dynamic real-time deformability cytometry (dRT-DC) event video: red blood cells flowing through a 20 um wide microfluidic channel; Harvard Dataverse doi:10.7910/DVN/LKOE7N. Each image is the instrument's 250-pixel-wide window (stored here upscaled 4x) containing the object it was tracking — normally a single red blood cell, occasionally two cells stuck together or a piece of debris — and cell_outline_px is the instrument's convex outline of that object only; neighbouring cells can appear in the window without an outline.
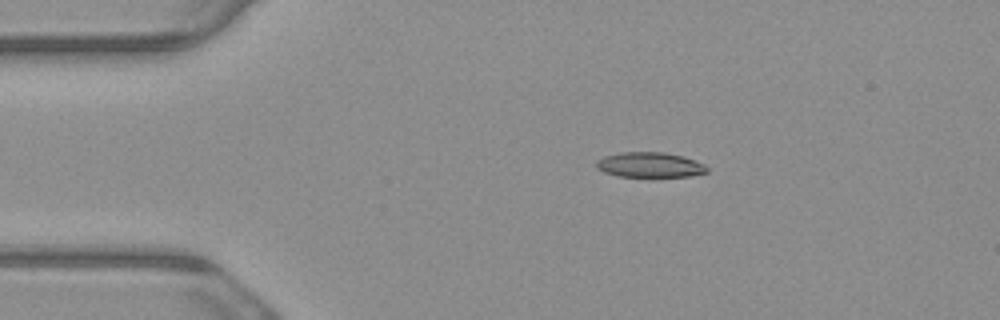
{"species": "common noctule bat (a hibernating species)", "species_latin": "Nyctalus noctula", "temperature_condition": "warm", "stored_images_in_passage": 5, "camera_frame_rate_fps": 3000, "um_per_image_px": 0.085, "animal": {"sex": "male", "body_mass_g": 23.1, "forearm_length_mm": 52.7}, "frame": {"image": 1, "passage_image": 3, "time_ms": 0.667, "image_size_px": [1000, 320], "cell_outline_px": [[708, 172], [692, 176], [616, 176], [604, 172], [596, 168], [596, 160], [604, 156], [620, 152], [664, 152], [684, 156], [704, 164], [708, 168]], "centroid_in_image_um": [55.22, 14.0], "position_along_channel_um": 29.8, "area_um2": 16.24}}
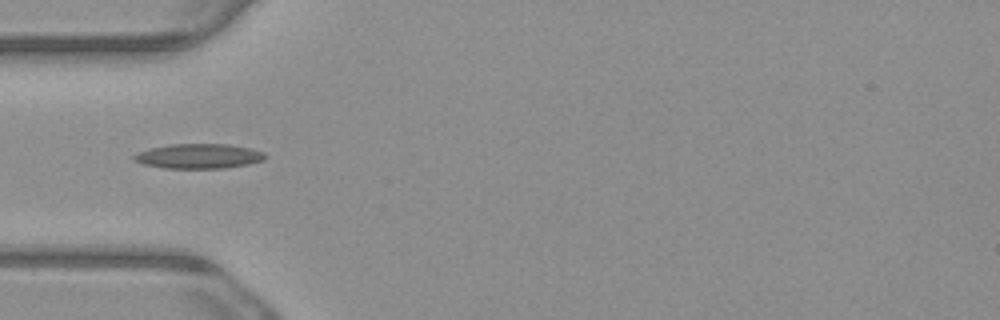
{"frame": {"image": 2, "passage_image": 5, "time_ms": 1.333, "image_size_px": [1000, 320], "cell_outline_px": [[268, 156], [264, 160], [248, 164], [224, 168], [164, 168], [144, 164], [132, 160], [132, 156], [140, 152], [152, 148], [172, 144], [228, 144], [252, 148], [264, 152]], "centroid_in_image_um": [16.94, 13.27], "position_along_channel_um": 68.1, "area_um2": 18.9}}